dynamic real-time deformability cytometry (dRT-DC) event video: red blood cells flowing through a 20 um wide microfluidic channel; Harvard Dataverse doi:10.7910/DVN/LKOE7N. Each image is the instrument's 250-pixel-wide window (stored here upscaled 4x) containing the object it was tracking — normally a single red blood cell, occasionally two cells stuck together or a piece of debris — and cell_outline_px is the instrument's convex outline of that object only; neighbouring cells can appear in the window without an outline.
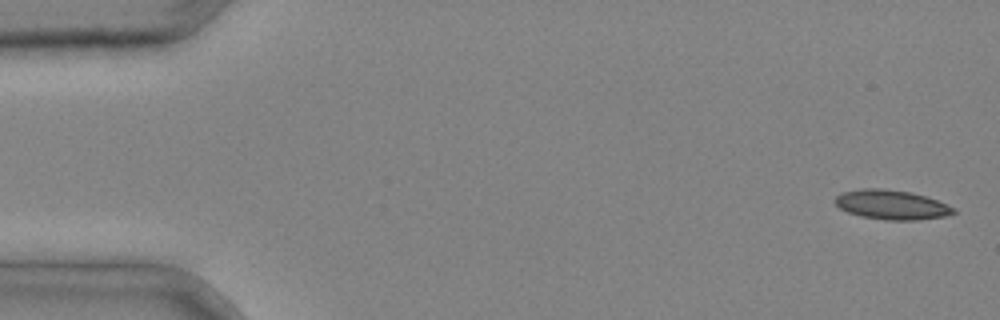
{"species": "common noctule bat (a hibernating species)", "species_latin": "Nyctalus noctula", "temperature_condition": "cold", "stored_images_in_passage": 3, "camera_frame_rate_fps": 3000, "um_per_image_px": 0.085, "animal": {"sex": "male", "body_mass_g": 20.4}, "frame": {"image": 1, "passage_image": 1, "time_ms": 0.0, "image_size_px": [1000, 320], "cell_outline_px": [[956, 212], [944, 216], [920, 220], [884, 220], [860, 216], [848, 212], [840, 208], [836, 204], [836, 196], [844, 192], [860, 188], [880, 188], [912, 192], [928, 196], [956, 208]], "centroid_in_image_um": [75.82, 17.4], "position_along_channel_um": 9.2, "area_um2": 20.46}}